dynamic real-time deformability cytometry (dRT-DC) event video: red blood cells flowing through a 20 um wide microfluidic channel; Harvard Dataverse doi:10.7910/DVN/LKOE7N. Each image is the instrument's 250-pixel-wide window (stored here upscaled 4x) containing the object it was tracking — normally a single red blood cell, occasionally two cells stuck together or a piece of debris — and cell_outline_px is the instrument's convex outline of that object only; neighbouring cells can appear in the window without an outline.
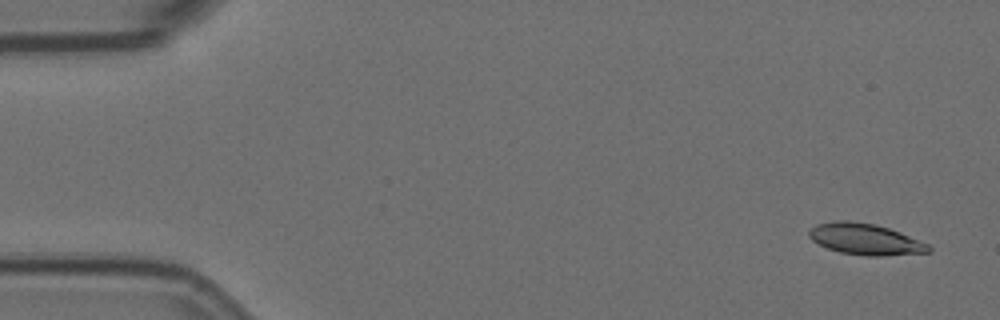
{"species": "Egyptian fruit bat (a non-hibernating species)", "species_latin": "Rousettus aegyptiacus", "temperature_condition": "room temperature", "stored_images_in_passage": 5, "camera_frame_rate_fps": 3000, "um_per_image_px": 0.085, "animal": {"sex": "female"}, "frame": {"image": 1, "passage_image": 1, "time_ms": 0.0, "image_size_px": [1000, 320], "cell_outline_px": [[932, 252], [880, 256], [868, 256], [840, 252], [828, 248], [812, 240], [808, 236], [808, 232], [816, 224], [836, 220], [848, 220], [872, 224], [888, 228], [900, 232], [928, 244], [932, 248]], "centroid_in_image_um": [73.55, 20.33], "position_along_channel_um": 11.4, "area_um2": 21.62}}
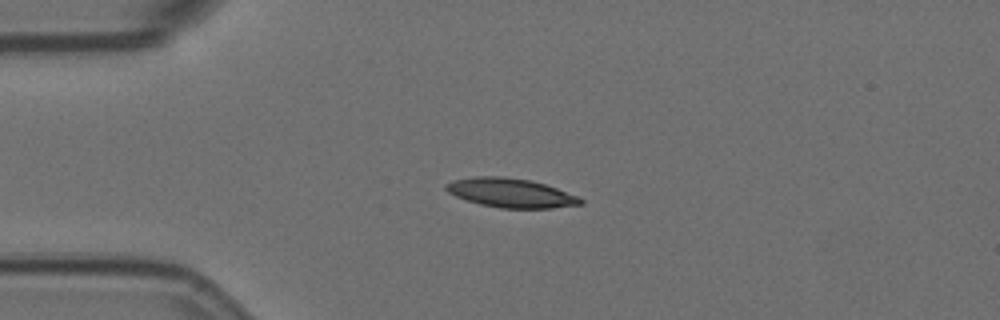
{"frame": {"image": 2, "passage_image": 4, "time_ms": 1.0, "image_size_px": [1000, 320], "cell_outline_px": [[584, 204], [552, 208], [500, 208], [480, 204], [456, 196], [448, 192], [444, 188], [444, 184], [452, 180], [476, 176], [500, 176], [532, 180], [556, 188], [576, 196], [584, 200]], "centroid_in_image_um": [43.39, 16.39], "position_along_channel_um": 41.6, "area_um2": 22.77}}